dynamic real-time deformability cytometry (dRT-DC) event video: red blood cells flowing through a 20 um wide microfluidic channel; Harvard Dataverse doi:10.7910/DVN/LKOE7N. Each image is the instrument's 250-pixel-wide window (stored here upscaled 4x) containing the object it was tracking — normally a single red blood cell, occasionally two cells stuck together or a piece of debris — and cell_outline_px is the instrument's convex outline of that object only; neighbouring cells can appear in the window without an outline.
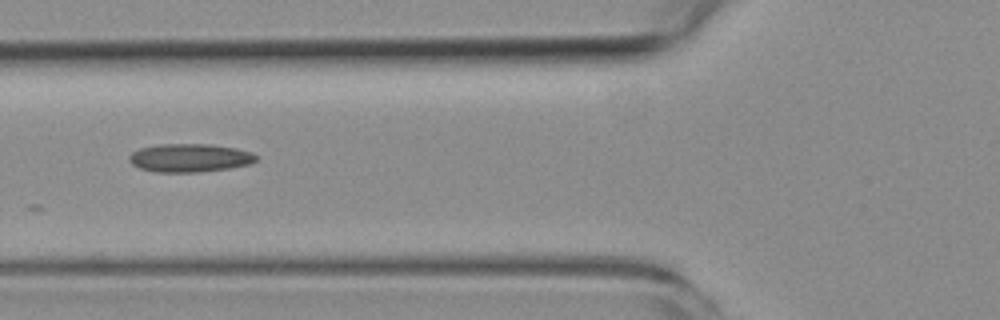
{"species": "common noctule bat (a hibernating species)", "species_latin": "Nyctalus noctula", "temperature_condition": "room temperature", "stored_images_in_passage": 8, "camera_frame_rate_fps": 3000, "um_per_image_px": 0.085, "animal": {"sex": "female", "body_mass_g": 19.3, "forearm_length_mm": 54.1}, "frame": {"image": 1, "passage_image": 3, "time_ms": 2.333, "image_size_px": [1000, 320], "cell_outline_px": [[256, 160], [248, 164], [228, 168], [196, 172], [156, 172], [140, 168], [132, 164], [128, 160], [128, 156], [132, 152], [140, 148], [160, 144], [208, 144], [236, 148], [252, 152], [256, 156]], "centroid_in_image_um": [16.09, 13.41], "position_along_channel_um": 109.7, "area_um2": 20.81}}
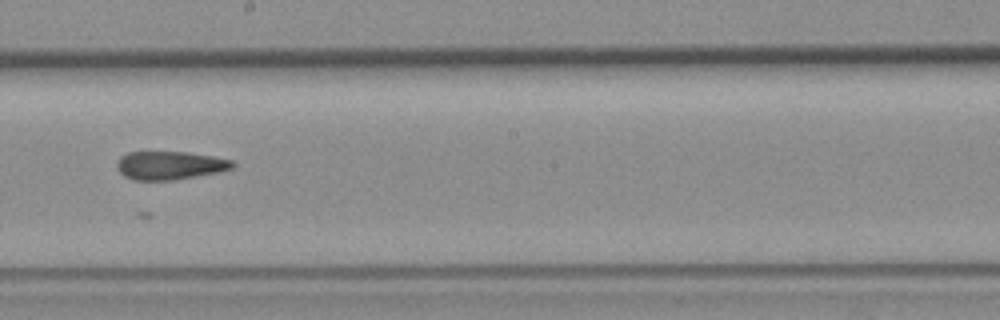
{"frame": {"image": 2, "passage_image": 6, "time_ms": 5.667, "image_size_px": [1000, 320], "cell_outline_px": [[236, 164], [232, 168], [220, 172], [172, 180], [132, 180], [124, 176], [116, 168], [116, 164], [120, 156], [128, 152], [188, 152], [212, 156], [232, 160]], "centroid_in_image_um": [14.42, 14.06], "position_along_channel_um": 233.8, "area_um2": 19.19}}
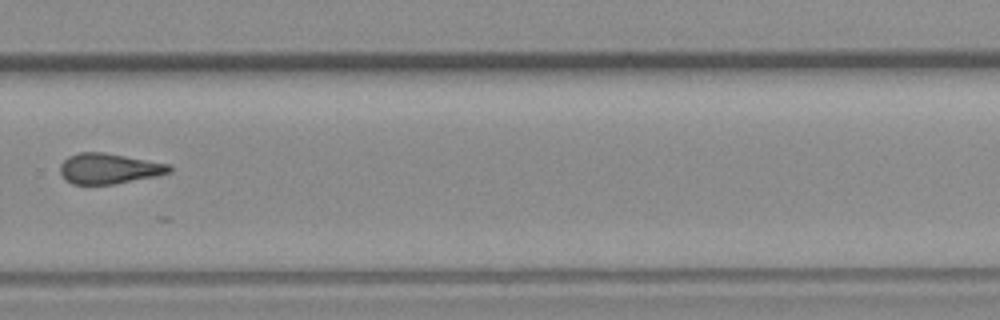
{"frame": {"image": 3, "passage_image": 8, "time_ms": 8.0, "image_size_px": [1000, 320], "cell_outline_px": [[172, 172], [156, 176], [112, 184], [72, 184], [64, 180], [60, 172], [60, 164], [68, 156], [80, 152], [104, 152], [168, 164], [172, 168]], "centroid_in_image_um": [9.22, 14.33], "position_along_channel_um": 320.6, "area_um2": 19.31}}